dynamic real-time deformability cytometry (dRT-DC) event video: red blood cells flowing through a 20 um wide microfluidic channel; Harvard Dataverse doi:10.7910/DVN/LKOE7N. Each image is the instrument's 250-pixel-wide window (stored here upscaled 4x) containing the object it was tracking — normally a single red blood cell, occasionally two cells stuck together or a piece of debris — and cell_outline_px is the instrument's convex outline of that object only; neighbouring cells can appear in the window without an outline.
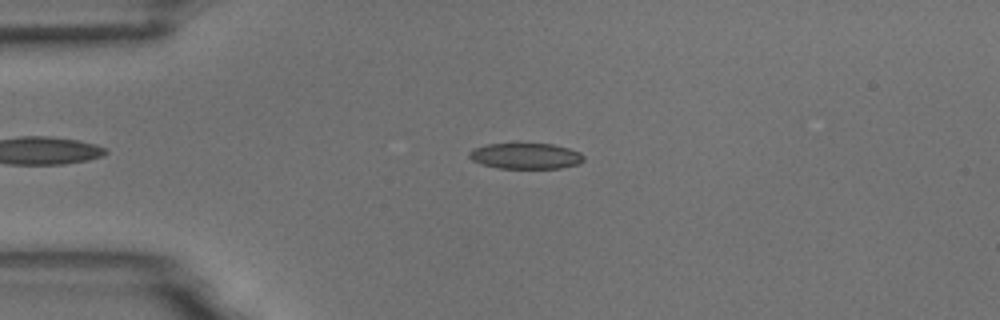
{"species": "common noctule bat (a hibernating species)", "species_latin": "Nyctalus noctula", "temperature_condition": "room temperature", "stored_images_in_passage": 6, "camera_frame_rate_fps": 3000, "um_per_image_px": 0.085, "animal": {"sex": "male", "body_mass_g": 18.8}, "frame": {"image": 1, "passage_image": 3, "time_ms": 2.333, "image_size_px": [1000, 320], "cell_outline_px": [[584, 160], [580, 164], [560, 168], [500, 168], [480, 164], [472, 160], [468, 156], [468, 152], [472, 148], [488, 144], [552, 144], [568, 148], [580, 152], [584, 156]], "centroid_in_image_um": [44.67, 13.26], "position_along_channel_um": 40.3, "area_um2": 17.28}}